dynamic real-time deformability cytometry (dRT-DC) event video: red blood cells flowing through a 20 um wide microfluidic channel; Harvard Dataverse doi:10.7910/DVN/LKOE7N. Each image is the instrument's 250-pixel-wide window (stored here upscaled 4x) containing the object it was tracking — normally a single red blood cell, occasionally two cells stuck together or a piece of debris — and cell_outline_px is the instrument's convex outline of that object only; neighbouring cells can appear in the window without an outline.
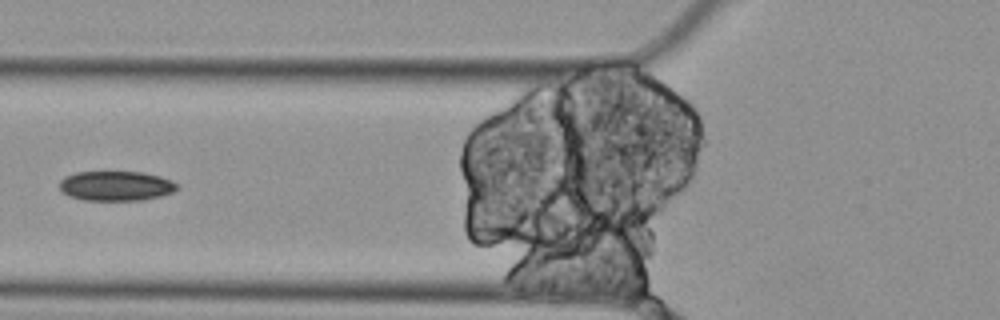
{"species": "Egyptian fruit bat (a non-hibernating species)", "species_latin": "Rousettus aegyptiacus", "temperature_condition": "cold", "stored_images_in_passage": 4, "camera_frame_rate_fps": 3000, "um_per_image_px": 0.085, "animal": {"sex": "female"}, "frame": {"image": 1, "passage_image": 4, "time_ms": 1.0, "image_size_px": [1000, 320], "cell_outline_px": [[180, 184], [172, 192], [160, 196], [144, 200], [84, 200], [68, 196], [60, 192], [60, 180], [64, 176], [76, 172], [144, 172], [160, 176], [172, 180]], "centroid_in_image_um": [9.84, 15.8], "position_along_channel_um": 116.0, "area_um2": 20.58}}